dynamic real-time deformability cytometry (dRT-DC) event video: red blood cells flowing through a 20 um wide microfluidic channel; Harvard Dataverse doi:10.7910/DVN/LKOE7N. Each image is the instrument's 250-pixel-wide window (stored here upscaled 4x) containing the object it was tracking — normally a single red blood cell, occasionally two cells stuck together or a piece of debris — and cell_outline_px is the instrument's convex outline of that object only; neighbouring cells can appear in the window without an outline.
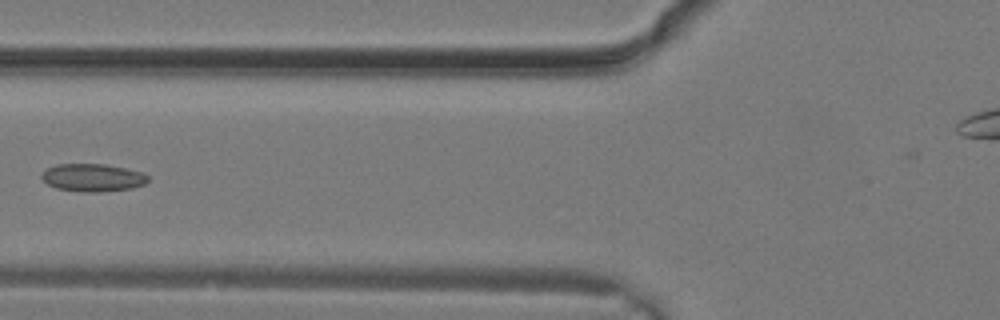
{"species": "common noctule bat (a hibernating species)", "species_latin": "Nyctalus noctula", "temperature_condition": "warm", "stored_images_in_passage": 23, "camera_frame_rate_fps": 3000, "um_per_image_px": 0.085, "animal": {"sex": "male", "body_mass_g": 19.2, "forearm_length_mm": 51.8}, "frame": {"image": 1, "passage_image": 7, "time_ms": 2.0, "image_size_px": [1000, 320], "cell_outline_px": [[148, 180], [144, 184], [132, 188], [96, 192], [84, 192], [56, 188], [48, 184], [40, 176], [40, 172], [56, 164], [104, 164], [124, 168], [140, 172], [148, 176]], "centroid_in_image_um": [7.84, 15.09], "position_along_channel_um": 118.0, "area_um2": 17.05}}
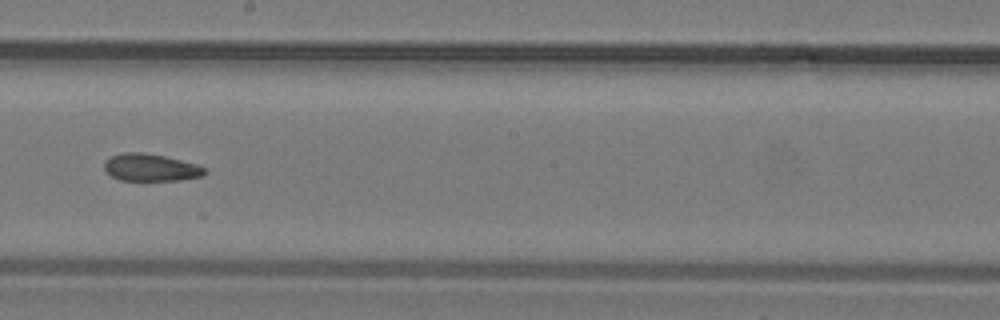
{"frame": {"image": 2, "passage_image": 12, "time_ms": 3.667, "image_size_px": [1000, 320], "cell_outline_px": [[208, 172], [204, 176], [180, 180], [120, 180], [104, 172], [104, 160], [112, 156], [124, 152], [140, 152], [164, 156], [196, 164], [204, 168]], "centroid_in_image_um": [12.79, 14.24], "position_along_channel_um": 235.4, "area_um2": 16.01}}
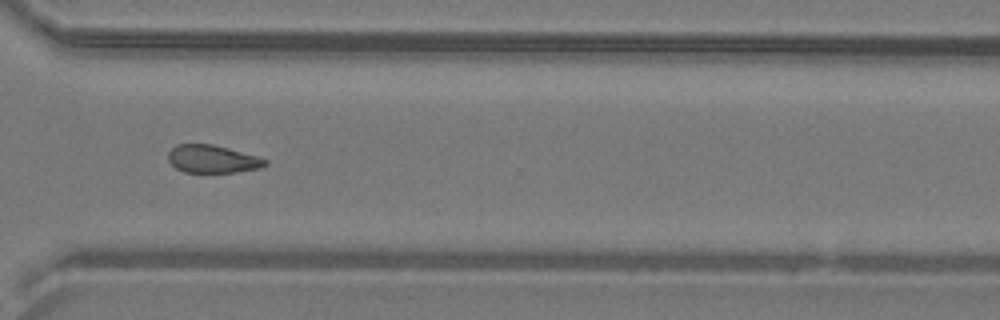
{"frame": {"image": 3, "passage_image": 17, "time_ms": 5.333, "image_size_px": [1000, 320], "cell_outline_px": [[268, 164], [260, 168], [236, 172], [184, 172], [176, 168], [168, 160], [168, 152], [176, 144], [212, 144], [228, 148], [256, 156], [268, 160]], "centroid_in_image_um": [18.05, 13.51], "position_along_channel_um": 352.5, "area_um2": 15.66}}